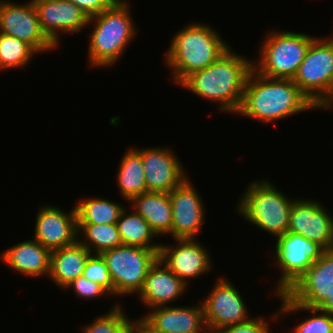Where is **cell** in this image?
<instances>
[{
    "label": "cell",
    "mask_w": 333,
    "mask_h": 333,
    "mask_svg": "<svg viewBox=\"0 0 333 333\" xmlns=\"http://www.w3.org/2000/svg\"><path fill=\"white\" fill-rule=\"evenodd\" d=\"M235 52L230 47L205 69L188 75L179 86L199 98L217 103L221 113L237 114L253 60Z\"/></svg>",
    "instance_id": "cell-1"
},
{
    "label": "cell",
    "mask_w": 333,
    "mask_h": 333,
    "mask_svg": "<svg viewBox=\"0 0 333 333\" xmlns=\"http://www.w3.org/2000/svg\"><path fill=\"white\" fill-rule=\"evenodd\" d=\"M315 109L293 79L269 78L253 68L247 77L237 115L273 124L285 117Z\"/></svg>",
    "instance_id": "cell-2"
},
{
    "label": "cell",
    "mask_w": 333,
    "mask_h": 333,
    "mask_svg": "<svg viewBox=\"0 0 333 333\" xmlns=\"http://www.w3.org/2000/svg\"><path fill=\"white\" fill-rule=\"evenodd\" d=\"M230 47L213 26L195 21L183 26L164 54L166 67L172 70V83L179 85L188 75L205 69Z\"/></svg>",
    "instance_id": "cell-3"
},
{
    "label": "cell",
    "mask_w": 333,
    "mask_h": 333,
    "mask_svg": "<svg viewBox=\"0 0 333 333\" xmlns=\"http://www.w3.org/2000/svg\"><path fill=\"white\" fill-rule=\"evenodd\" d=\"M128 0H119L114 6L89 17L93 25L88 42L89 67L110 68L119 63L126 48L137 34Z\"/></svg>",
    "instance_id": "cell-4"
},
{
    "label": "cell",
    "mask_w": 333,
    "mask_h": 333,
    "mask_svg": "<svg viewBox=\"0 0 333 333\" xmlns=\"http://www.w3.org/2000/svg\"><path fill=\"white\" fill-rule=\"evenodd\" d=\"M270 180L249 182L239 196L236 211L244 220L275 237L287 233L292 204L295 200L275 188Z\"/></svg>",
    "instance_id": "cell-5"
},
{
    "label": "cell",
    "mask_w": 333,
    "mask_h": 333,
    "mask_svg": "<svg viewBox=\"0 0 333 333\" xmlns=\"http://www.w3.org/2000/svg\"><path fill=\"white\" fill-rule=\"evenodd\" d=\"M266 34L260 44L258 58L253 59V68L269 78L293 79L316 37L276 29H270Z\"/></svg>",
    "instance_id": "cell-6"
},
{
    "label": "cell",
    "mask_w": 333,
    "mask_h": 333,
    "mask_svg": "<svg viewBox=\"0 0 333 333\" xmlns=\"http://www.w3.org/2000/svg\"><path fill=\"white\" fill-rule=\"evenodd\" d=\"M293 81L316 108H333V36H316Z\"/></svg>",
    "instance_id": "cell-7"
},
{
    "label": "cell",
    "mask_w": 333,
    "mask_h": 333,
    "mask_svg": "<svg viewBox=\"0 0 333 333\" xmlns=\"http://www.w3.org/2000/svg\"><path fill=\"white\" fill-rule=\"evenodd\" d=\"M160 249L121 245L103 252L113 283V298L138 295Z\"/></svg>",
    "instance_id": "cell-8"
},
{
    "label": "cell",
    "mask_w": 333,
    "mask_h": 333,
    "mask_svg": "<svg viewBox=\"0 0 333 333\" xmlns=\"http://www.w3.org/2000/svg\"><path fill=\"white\" fill-rule=\"evenodd\" d=\"M274 248L275 268L281 273L275 295L285 293L324 251L317 243L292 232L277 237Z\"/></svg>",
    "instance_id": "cell-9"
},
{
    "label": "cell",
    "mask_w": 333,
    "mask_h": 333,
    "mask_svg": "<svg viewBox=\"0 0 333 333\" xmlns=\"http://www.w3.org/2000/svg\"><path fill=\"white\" fill-rule=\"evenodd\" d=\"M0 33L29 44L38 54L57 49L42 32L32 0H0Z\"/></svg>",
    "instance_id": "cell-10"
},
{
    "label": "cell",
    "mask_w": 333,
    "mask_h": 333,
    "mask_svg": "<svg viewBox=\"0 0 333 333\" xmlns=\"http://www.w3.org/2000/svg\"><path fill=\"white\" fill-rule=\"evenodd\" d=\"M221 276L213 285L209 295L202 301L204 320L209 333L251 319L244 298L235 285Z\"/></svg>",
    "instance_id": "cell-11"
},
{
    "label": "cell",
    "mask_w": 333,
    "mask_h": 333,
    "mask_svg": "<svg viewBox=\"0 0 333 333\" xmlns=\"http://www.w3.org/2000/svg\"><path fill=\"white\" fill-rule=\"evenodd\" d=\"M176 244L160 245L158 258L182 281L199 279L210 272L212 260L207 247L198 239H174Z\"/></svg>",
    "instance_id": "cell-12"
},
{
    "label": "cell",
    "mask_w": 333,
    "mask_h": 333,
    "mask_svg": "<svg viewBox=\"0 0 333 333\" xmlns=\"http://www.w3.org/2000/svg\"><path fill=\"white\" fill-rule=\"evenodd\" d=\"M189 176L171 192L172 238L198 239V233L205 222L206 207L197 188Z\"/></svg>",
    "instance_id": "cell-13"
},
{
    "label": "cell",
    "mask_w": 333,
    "mask_h": 333,
    "mask_svg": "<svg viewBox=\"0 0 333 333\" xmlns=\"http://www.w3.org/2000/svg\"><path fill=\"white\" fill-rule=\"evenodd\" d=\"M333 293V247L323 251L285 292L294 302L309 308H319Z\"/></svg>",
    "instance_id": "cell-14"
},
{
    "label": "cell",
    "mask_w": 333,
    "mask_h": 333,
    "mask_svg": "<svg viewBox=\"0 0 333 333\" xmlns=\"http://www.w3.org/2000/svg\"><path fill=\"white\" fill-rule=\"evenodd\" d=\"M317 199H295L290 212L287 232L299 234L320 245L333 247V216Z\"/></svg>",
    "instance_id": "cell-15"
},
{
    "label": "cell",
    "mask_w": 333,
    "mask_h": 333,
    "mask_svg": "<svg viewBox=\"0 0 333 333\" xmlns=\"http://www.w3.org/2000/svg\"><path fill=\"white\" fill-rule=\"evenodd\" d=\"M39 25L46 37L58 48L62 33H81L88 27V15L68 0H32Z\"/></svg>",
    "instance_id": "cell-16"
},
{
    "label": "cell",
    "mask_w": 333,
    "mask_h": 333,
    "mask_svg": "<svg viewBox=\"0 0 333 333\" xmlns=\"http://www.w3.org/2000/svg\"><path fill=\"white\" fill-rule=\"evenodd\" d=\"M157 147L141 148L147 190L169 193L188 176L182 161L178 159L172 148Z\"/></svg>",
    "instance_id": "cell-17"
},
{
    "label": "cell",
    "mask_w": 333,
    "mask_h": 333,
    "mask_svg": "<svg viewBox=\"0 0 333 333\" xmlns=\"http://www.w3.org/2000/svg\"><path fill=\"white\" fill-rule=\"evenodd\" d=\"M53 204L42 205L35 218L34 239L43 247L54 251L78 240L75 207L65 212Z\"/></svg>",
    "instance_id": "cell-18"
},
{
    "label": "cell",
    "mask_w": 333,
    "mask_h": 333,
    "mask_svg": "<svg viewBox=\"0 0 333 333\" xmlns=\"http://www.w3.org/2000/svg\"><path fill=\"white\" fill-rule=\"evenodd\" d=\"M188 285L179 279L159 258L149 268L144 286L137 298L148 310L158 306H169L181 298Z\"/></svg>",
    "instance_id": "cell-19"
},
{
    "label": "cell",
    "mask_w": 333,
    "mask_h": 333,
    "mask_svg": "<svg viewBox=\"0 0 333 333\" xmlns=\"http://www.w3.org/2000/svg\"><path fill=\"white\" fill-rule=\"evenodd\" d=\"M191 306H158L144 317L162 333H209L202 303Z\"/></svg>",
    "instance_id": "cell-20"
},
{
    "label": "cell",
    "mask_w": 333,
    "mask_h": 333,
    "mask_svg": "<svg viewBox=\"0 0 333 333\" xmlns=\"http://www.w3.org/2000/svg\"><path fill=\"white\" fill-rule=\"evenodd\" d=\"M51 251L34 238L16 243L0 254L3 264L27 277H48Z\"/></svg>",
    "instance_id": "cell-21"
},
{
    "label": "cell",
    "mask_w": 333,
    "mask_h": 333,
    "mask_svg": "<svg viewBox=\"0 0 333 333\" xmlns=\"http://www.w3.org/2000/svg\"><path fill=\"white\" fill-rule=\"evenodd\" d=\"M133 209L150 225L151 229L160 236L172 238V206L169 193L146 192L134 197L130 202Z\"/></svg>",
    "instance_id": "cell-22"
},
{
    "label": "cell",
    "mask_w": 333,
    "mask_h": 333,
    "mask_svg": "<svg viewBox=\"0 0 333 333\" xmlns=\"http://www.w3.org/2000/svg\"><path fill=\"white\" fill-rule=\"evenodd\" d=\"M92 253L78 240L68 246L51 251L48 279L63 288L82 276L85 263Z\"/></svg>",
    "instance_id": "cell-23"
},
{
    "label": "cell",
    "mask_w": 333,
    "mask_h": 333,
    "mask_svg": "<svg viewBox=\"0 0 333 333\" xmlns=\"http://www.w3.org/2000/svg\"><path fill=\"white\" fill-rule=\"evenodd\" d=\"M118 164L115 179L123 200L125 199L129 203L137 195L148 192L141 148L129 147Z\"/></svg>",
    "instance_id": "cell-24"
},
{
    "label": "cell",
    "mask_w": 333,
    "mask_h": 333,
    "mask_svg": "<svg viewBox=\"0 0 333 333\" xmlns=\"http://www.w3.org/2000/svg\"><path fill=\"white\" fill-rule=\"evenodd\" d=\"M280 299V307L275 313L270 315V320H278L279 317L288 314L308 311L310 317L298 322L289 333H333V316L318 308H309L292 301L285 293L276 294ZM312 314V315H311Z\"/></svg>",
    "instance_id": "cell-25"
},
{
    "label": "cell",
    "mask_w": 333,
    "mask_h": 333,
    "mask_svg": "<svg viewBox=\"0 0 333 333\" xmlns=\"http://www.w3.org/2000/svg\"><path fill=\"white\" fill-rule=\"evenodd\" d=\"M128 207L121 212L117 226L121 237L122 245L138 246L146 249H160L161 243H154L158 238L150 225L141 215Z\"/></svg>",
    "instance_id": "cell-26"
},
{
    "label": "cell",
    "mask_w": 333,
    "mask_h": 333,
    "mask_svg": "<svg viewBox=\"0 0 333 333\" xmlns=\"http://www.w3.org/2000/svg\"><path fill=\"white\" fill-rule=\"evenodd\" d=\"M75 204L77 224H117L126 207L102 197H84Z\"/></svg>",
    "instance_id": "cell-27"
},
{
    "label": "cell",
    "mask_w": 333,
    "mask_h": 333,
    "mask_svg": "<svg viewBox=\"0 0 333 333\" xmlns=\"http://www.w3.org/2000/svg\"><path fill=\"white\" fill-rule=\"evenodd\" d=\"M77 225L78 241L84 245L92 254H102L107 250L122 245L117 224ZM80 237L83 239H80Z\"/></svg>",
    "instance_id": "cell-28"
},
{
    "label": "cell",
    "mask_w": 333,
    "mask_h": 333,
    "mask_svg": "<svg viewBox=\"0 0 333 333\" xmlns=\"http://www.w3.org/2000/svg\"><path fill=\"white\" fill-rule=\"evenodd\" d=\"M38 54L29 44L0 33V70L22 69Z\"/></svg>",
    "instance_id": "cell-29"
},
{
    "label": "cell",
    "mask_w": 333,
    "mask_h": 333,
    "mask_svg": "<svg viewBox=\"0 0 333 333\" xmlns=\"http://www.w3.org/2000/svg\"><path fill=\"white\" fill-rule=\"evenodd\" d=\"M119 302L105 314L98 315L92 323L82 326L83 333H126L129 316Z\"/></svg>",
    "instance_id": "cell-30"
},
{
    "label": "cell",
    "mask_w": 333,
    "mask_h": 333,
    "mask_svg": "<svg viewBox=\"0 0 333 333\" xmlns=\"http://www.w3.org/2000/svg\"><path fill=\"white\" fill-rule=\"evenodd\" d=\"M82 275L101 285L113 297V283L107 263L101 254H91L88 257Z\"/></svg>",
    "instance_id": "cell-31"
},
{
    "label": "cell",
    "mask_w": 333,
    "mask_h": 333,
    "mask_svg": "<svg viewBox=\"0 0 333 333\" xmlns=\"http://www.w3.org/2000/svg\"><path fill=\"white\" fill-rule=\"evenodd\" d=\"M66 290H72L75 292L76 296L83 300H93L96 298H101L103 295L104 297L110 296V294L98 283L90 281L89 279L85 278L83 275L79 276L78 278L71 281L68 285L63 288Z\"/></svg>",
    "instance_id": "cell-32"
},
{
    "label": "cell",
    "mask_w": 333,
    "mask_h": 333,
    "mask_svg": "<svg viewBox=\"0 0 333 333\" xmlns=\"http://www.w3.org/2000/svg\"><path fill=\"white\" fill-rule=\"evenodd\" d=\"M268 321L270 322V320L264 318V315L262 317L255 316L243 323L217 328L211 333H272Z\"/></svg>",
    "instance_id": "cell-33"
},
{
    "label": "cell",
    "mask_w": 333,
    "mask_h": 333,
    "mask_svg": "<svg viewBox=\"0 0 333 333\" xmlns=\"http://www.w3.org/2000/svg\"><path fill=\"white\" fill-rule=\"evenodd\" d=\"M74 3L82 11H84L88 17L99 14L106 9L114 6L119 0H68Z\"/></svg>",
    "instance_id": "cell-34"
},
{
    "label": "cell",
    "mask_w": 333,
    "mask_h": 333,
    "mask_svg": "<svg viewBox=\"0 0 333 333\" xmlns=\"http://www.w3.org/2000/svg\"><path fill=\"white\" fill-rule=\"evenodd\" d=\"M126 333H162V332L156 330L143 315L139 319L135 320H131L129 318Z\"/></svg>",
    "instance_id": "cell-35"
},
{
    "label": "cell",
    "mask_w": 333,
    "mask_h": 333,
    "mask_svg": "<svg viewBox=\"0 0 333 333\" xmlns=\"http://www.w3.org/2000/svg\"><path fill=\"white\" fill-rule=\"evenodd\" d=\"M318 309L333 316V293Z\"/></svg>",
    "instance_id": "cell-36"
}]
</instances>
